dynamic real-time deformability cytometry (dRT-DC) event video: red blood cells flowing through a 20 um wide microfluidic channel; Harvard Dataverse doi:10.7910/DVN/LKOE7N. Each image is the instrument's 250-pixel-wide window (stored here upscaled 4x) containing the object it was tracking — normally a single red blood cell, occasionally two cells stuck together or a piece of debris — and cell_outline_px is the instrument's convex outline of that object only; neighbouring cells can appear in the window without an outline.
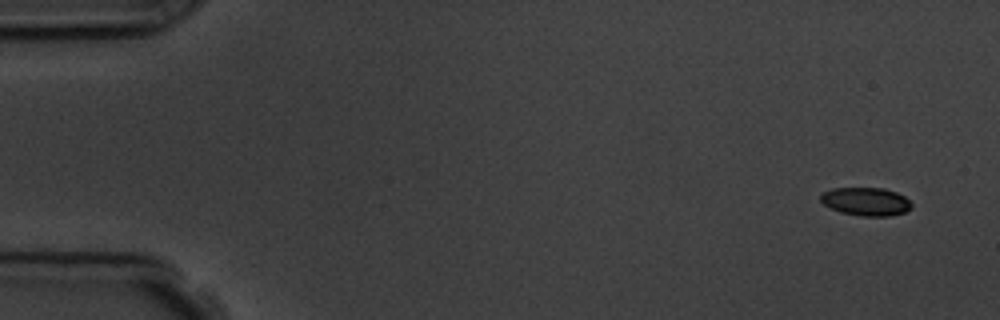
{"species": "common noctule bat (a hibernating species)", "species_latin": "Nyctalus noctula", "temperature_condition": "room temperature", "stored_images_in_passage": 4, "camera_frame_rate_fps": 3000, "um_per_image_px": 0.085, "animal": {"sex": "male", "body_mass_g": 19.5, "forearm_length_mm": 54.6}, "frame": {"image": 1, "passage_image": 1, "time_ms": 0.0, "image_size_px": [1000, 320], "cell_outline_px": [[912, 208], [904, 212], [888, 216], [860, 216], [840, 212], [824, 204], [820, 200], [820, 196], [824, 192], [832, 188], [884, 188], [896, 192], [904, 196], [912, 204]], "centroid_in_image_um": [73.61, 17.13], "position_along_channel_um": 11.4, "area_um2": 14.91}}
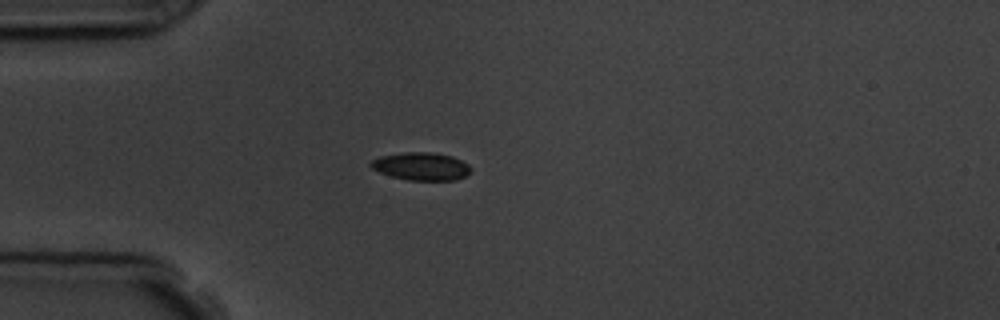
{"frame": {"image": 2, "passage_image": 4, "time_ms": 4.0, "image_size_px": [1000, 320], "cell_outline_px": [[472, 172], [456, 180], [408, 180], [392, 176], [380, 172], [372, 168], [368, 164], [372, 160], [380, 156], [404, 152], [432, 152], [452, 156], [468, 164], [472, 168]], "centroid_in_image_um": [35.82, 14.13], "position_along_channel_um": 49.2, "area_um2": 16.24}}